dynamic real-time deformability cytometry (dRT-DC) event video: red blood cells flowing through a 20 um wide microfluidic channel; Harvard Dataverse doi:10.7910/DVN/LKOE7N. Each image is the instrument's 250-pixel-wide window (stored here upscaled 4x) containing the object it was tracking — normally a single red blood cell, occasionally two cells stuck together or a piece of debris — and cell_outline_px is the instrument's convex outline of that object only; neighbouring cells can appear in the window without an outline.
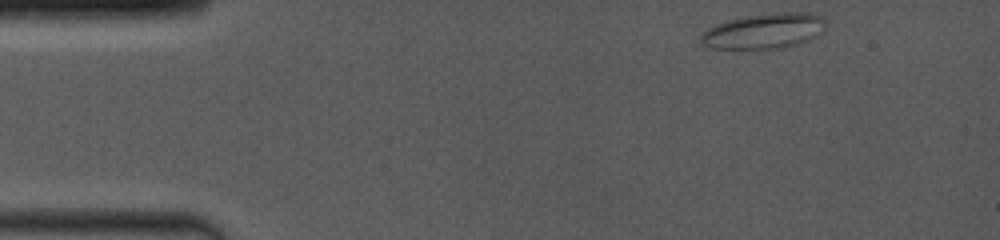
{"species": "common noctule bat (a hibernating species)", "species_latin": "Nyctalus noctula", "temperature_condition": "room temperature", "stored_images_in_passage": 14, "camera_frame_rate_fps": 4000, "um_per_image_px": 0.085, "animal": {"sex": "female", "body_mass_g": 19.0, "forearm_length_mm": 53.3}, "frame": {"image": 1, "passage_image": 1, "time_ms": 0.0, "image_size_px": [1000, 240], "cell_outline_px": [[824, 20], [812, 36], [808, 40], [800, 44], [788, 48], [712, 48], [704, 44], [700, 40], [700, 36], [708, 28], [716, 24], [728, 20], [748, 16], [776, 12], [796, 12], [816, 16]], "centroid_in_image_um": [64.83, 2.65], "position_along_channel_um": 20.2, "area_um2": 24.68}}
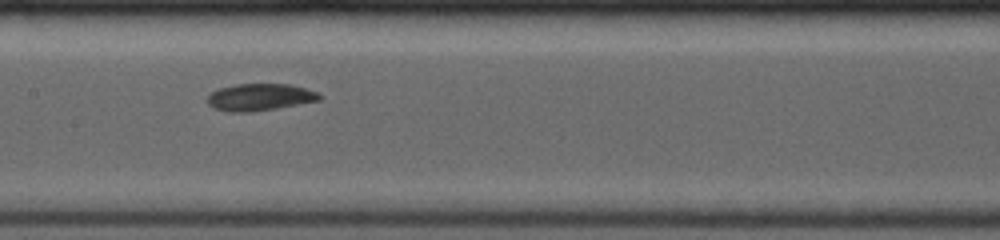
{"frame": {"image": 2, "passage_image": 7, "time_ms": 6.25, "image_size_px": [1000, 240], "cell_outline_px": [[320, 100], [276, 108], [252, 112], [228, 112], [212, 108], [204, 100], [212, 92], [220, 88], [236, 84], [288, 84], [304, 88], [316, 92], [320, 96]], "centroid_in_image_um": [22.0, 8.27], "position_along_channel_um": 185.4, "area_um2": 17.57}}
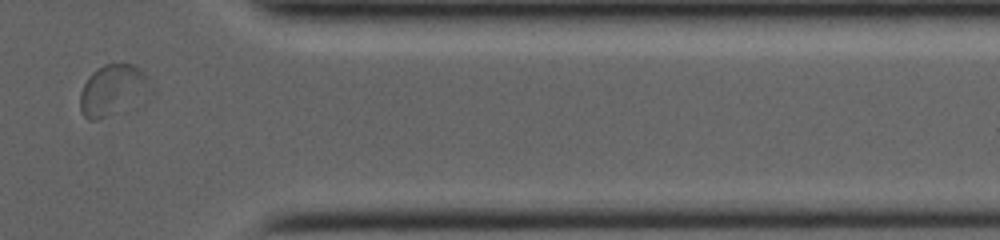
{"frame": {"image": 3, "passage_image": 12, "time_ms": 11.75, "image_size_px": [1000, 240], "cell_outline_px": [[156, 92], [136, 112], [96, 120], [88, 120], [80, 112], [80, 92], [88, 76], [96, 68], [104, 64], [132, 64], [140, 68], [148, 76], [156, 88]], "centroid_in_image_um": [9.77, 7.77], "position_along_channel_um": 401.6, "area_um2": 23.41}, "authors_computed_cell_mechanics": {"area_um2": 18.6983, "velocity_mm_per_s": 4.0117, "shape_relaxation_time_tau1_ms": 6.1286, "shape_relaxation_time_tau2_ms": 2.5154, "deformation_change_tau1": 0.1295, "deformation_change_tau2": 0.0555}}